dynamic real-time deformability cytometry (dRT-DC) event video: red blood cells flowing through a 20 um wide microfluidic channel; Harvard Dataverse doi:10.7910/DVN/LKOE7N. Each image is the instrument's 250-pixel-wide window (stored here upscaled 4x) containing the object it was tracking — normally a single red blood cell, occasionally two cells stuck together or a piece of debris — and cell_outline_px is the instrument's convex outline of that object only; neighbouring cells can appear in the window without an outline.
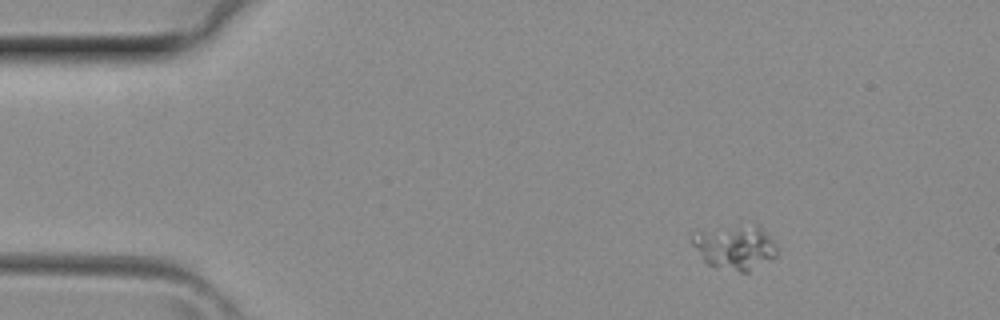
{"species": "common noctule bat (a hibernating species)", "species_latin": "Nyctalus noctula", "temperature_condition": "room temperature", "stored_images_in_passage": 35, "camera_frame_rate_fps": 3000, "um_per_image_px": 0.085, "animal": {"sex": "female", "body_mass_g": 29.2, "forearm_length_mm": 56.3}, "frame": {"image": 1, "passage_image": 1, "time_ms": 0.0, "image_size_px": [1000, 320], "cell_outline_px": [[776, 256], [772, 260], [748, 272], [740, 272], [708, 264], [704, 260], [688, 240], [696, 228], [756, 224], [760, 224], [776, 244]], "centroid_in_image_um": [62.43, 20.95], "position_along_channel_um": 22.6, "area_um2": 22.72}}
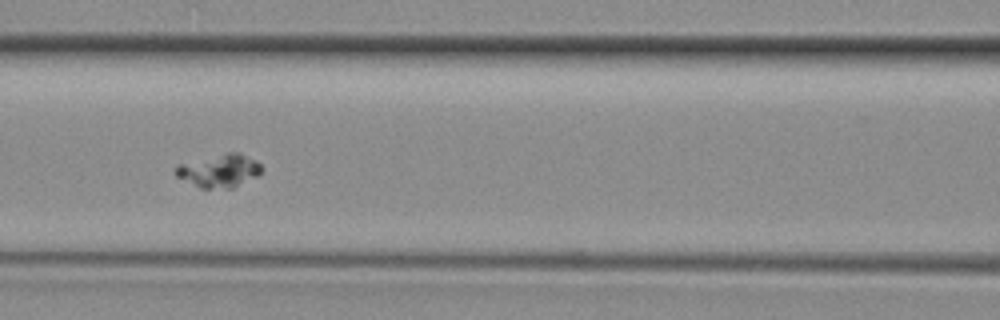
{"frame": {"image": 2, "passage_image": 13, "time_ms": 4.0, "image_size_px": [1000, 320], "cell_outline_px": [[260, 176], [232, 188], [200, 188], [176, 176], [176, 164], [228, 152], [240, 152], [256, 160], [260, 164]], "centroid_in_image_um": [18.66, 14.51], "position_along_channel_um": 147.9, "area_um2": 16.59}}
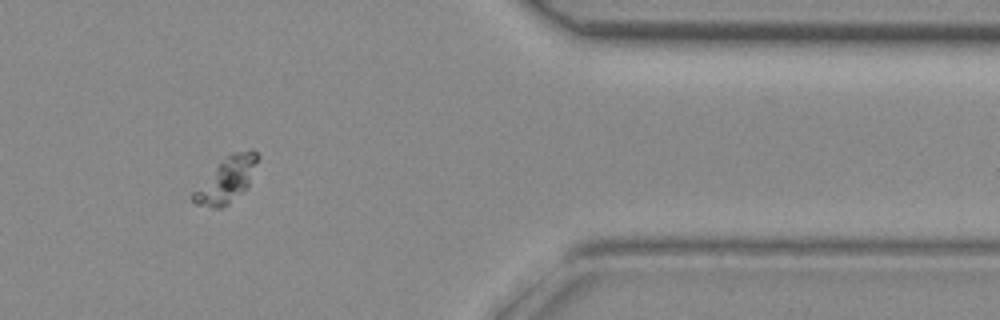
{"frame": {"image": 3, "passage_image": 29, "time_ms": 9.333, "image_size_px": [1000, 320], "cell_outline_px": [[260, 156], [248, 184], [224, 208], [212, 208], [196, 204], [192, 200], [192, 192], [232, 152], [252, 148]], "centroid_in_image_um": [19.27, 15.29], "position_along_channel_um": 392.1, "area_um2": 16.24}}